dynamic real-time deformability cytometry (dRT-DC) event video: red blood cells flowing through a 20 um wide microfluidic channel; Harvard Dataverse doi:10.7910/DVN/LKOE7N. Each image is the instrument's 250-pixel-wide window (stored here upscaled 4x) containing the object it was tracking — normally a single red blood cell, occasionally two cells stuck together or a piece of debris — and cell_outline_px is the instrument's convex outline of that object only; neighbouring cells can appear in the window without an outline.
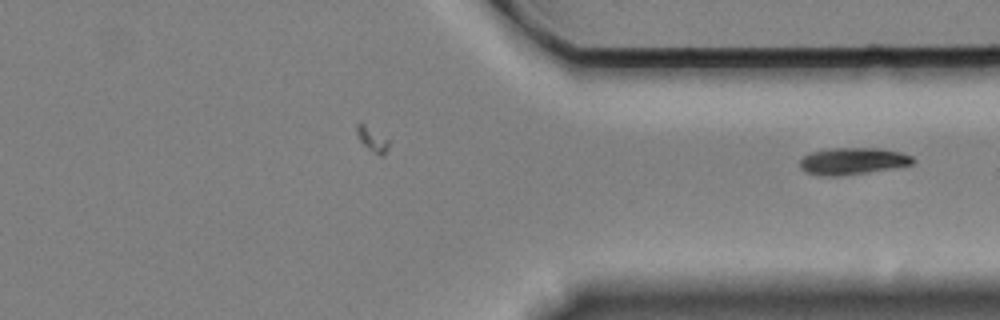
{"species": "Egyptian fruit bat (a non-hibernating species)", "species_latin": "Rousettus aegyptiacus", "temperature_condition": "cold", "stored_images_in_passage": 25, "camera_frame_rate_fps": 3000, "um_per_image_px": 0.085, "animal": {"sex": "female"}, "frame": {"image": 1, "passage_image": 25, "time_ms": 8.0, "image_size_px": [1000, 320], "cell_outline_px": [[916, 160], [912, 164], [892, 168], [836, 176], [820, 176], [808, 172], [800, 168], [800, 160], [804, 156], [812, 152], [828, 148], [880, 148], [900, 152], [912, 156]], "centroid_in_image_um": [72.47, 13.68], "position_along_channel_um": 338.9, "area_um2": 17.51}}